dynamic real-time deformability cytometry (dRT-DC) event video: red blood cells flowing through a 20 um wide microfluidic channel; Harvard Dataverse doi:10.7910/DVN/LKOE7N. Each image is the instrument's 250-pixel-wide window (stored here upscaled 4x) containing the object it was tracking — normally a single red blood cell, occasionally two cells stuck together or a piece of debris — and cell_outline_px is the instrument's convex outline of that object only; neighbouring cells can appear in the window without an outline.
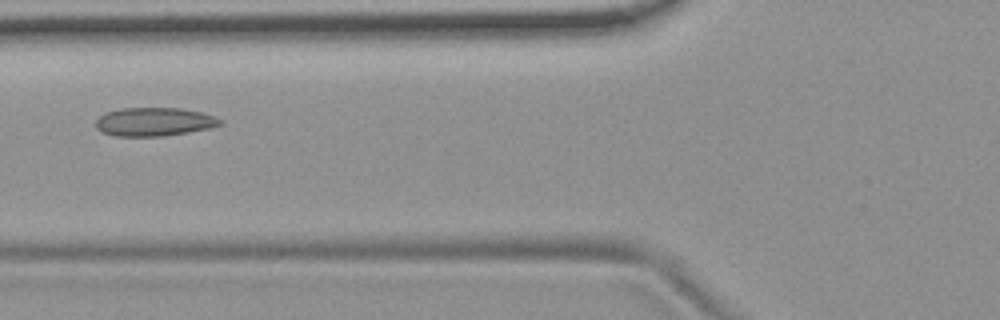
{"species": "common noctule bat (a hibernating species)", "species_latin": "Nyctalus noctula", "temperature_condition": "room temperature", "stored_images_in_passage": 3, "camera_frame_rate_fps": 3000, "um_per_image_px": 0.085, "animal": {"sex": "female", "body_mass_g": 19.9}, "frame": {"image": 1, "passage_image": 3, "time_ms": 0.667, "image_size_px": [1000, 320], "cell_outline_px": [[224, 124], [212, 128], [164, 136], [116, 136], [100, 132], [96, 128], [96, 120], [104, 112], [120, 108], [180, 108], [200, 112], [216, 116], [224, 120]], "centroid_in_image_um": [13.13, 10.35], "position_along_channel_um": 112.7, "area_um2": 20.98}}